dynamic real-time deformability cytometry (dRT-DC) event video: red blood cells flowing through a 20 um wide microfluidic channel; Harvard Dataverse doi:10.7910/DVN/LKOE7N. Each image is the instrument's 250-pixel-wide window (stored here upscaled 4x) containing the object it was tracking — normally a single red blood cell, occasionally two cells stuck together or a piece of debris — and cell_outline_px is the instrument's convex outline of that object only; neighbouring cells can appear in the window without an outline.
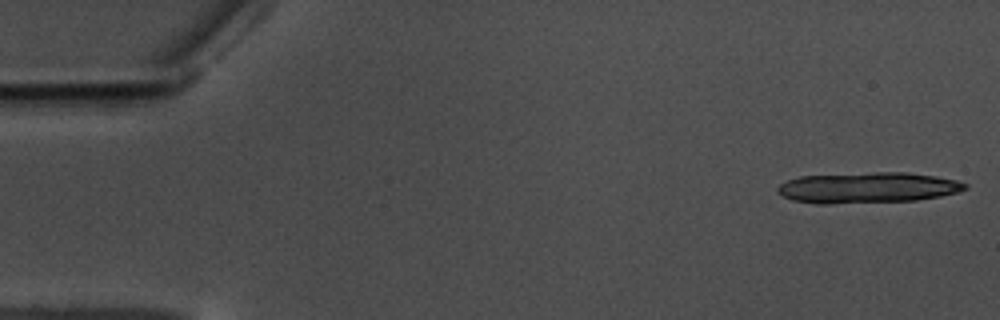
{"species": "common noctule bat (a hibernating species)", "species_latin": "Nyctalus noctula", "temperature_condition": "warm", "stored_images_in_passage": 14, "camera_frame_rate_fps": 3000, "um_per_image_px": 0.085, "animal": {"sex": "male", "body_mass_g": 17.5, "forearm_length_mm": 52.3}, "frame": {"image": 1, "passage_image": 1, "time_ms": 0.0, "image_size_px": [1000, 320], "cell_outline_px": [[968, 188], [960, 192], [940, 196], [916, 200], [828, 204], [816, 204], [792, 200], [776, 192], [776, 188], [780, 184], [788, 180], [800, 176], [876, 172], [904, 172], [936, 176], [956, 180], [968, 184]], "centroid_in_image_um": [73.75, 15.95], "position_along_channel_um": 11.2, "area_um2": 33.76}}